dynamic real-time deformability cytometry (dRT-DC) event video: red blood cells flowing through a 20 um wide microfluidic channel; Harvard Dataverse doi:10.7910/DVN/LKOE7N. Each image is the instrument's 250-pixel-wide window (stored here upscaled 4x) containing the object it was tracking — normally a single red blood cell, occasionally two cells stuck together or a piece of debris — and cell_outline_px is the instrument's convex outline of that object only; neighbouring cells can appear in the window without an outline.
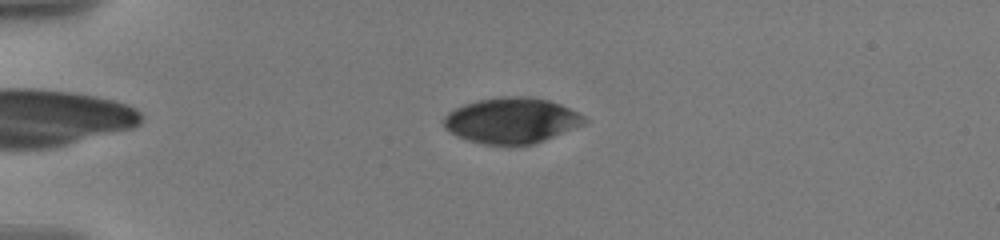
{"species": "human", "species_latin": "Homo sapiens", "temperature_condition": "warm", "stored_images_in_passage": 34, "camera_frame_rate_fps": 3000, "um_per_image_px": 0.085, "donor": {"sex": "male"}, "frame": {"image": 1, "passage_image": 14, "time_ms": 4.0, "image_size_px": [1000, 240], "cell_outline_px": [[588, 120], [584, 124], [544, 140], [532, 144], [508, 148], [484, 144], [468, 140], [456, 136], [448, 132], [444, 128], [444, 116], [448, 112], [464, 104], [476, 100], [500, 96], [528, 96], [548, 100], [560, 104], [584, 116]], "centroid_in_image_um": [43.44, 10.27], "position_along_channel_um": 41.6, "area_um2": 37.97}}
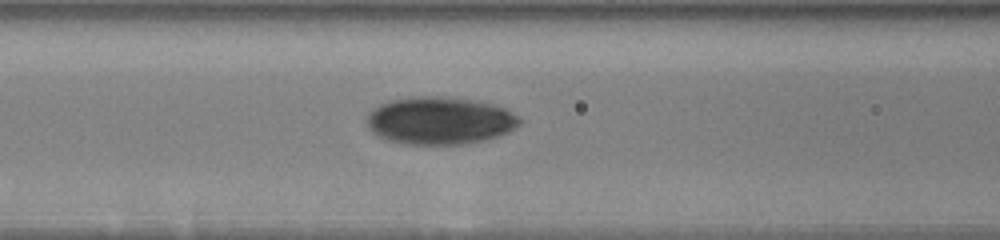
{"frame": {"image": 2, "passage_image": 27, "time_ms": 7.667, "image_size_px": [1000, 240], "cell_outline_px": [[520, 124], [516, 128], [508, 132], [484, 140], [468, 144], [400, 144], [388, 140], [372, 132], [368, 128], [368, 116], [380, 104], [392, 100], [412, 96], [440, 96], [476, 100], [492, 104], [504, 108], [516, 116], [520, 120]], "centroid_in_image_um": [37.39, 10.26], "position_along_channel_um": 129.2, "area_um2": 42.14}}
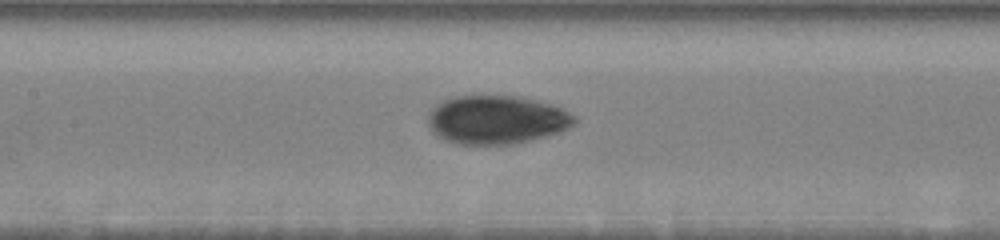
{"frame": {"image": 3, "passage_image": 31, "time_ms": 8.667, "image_size_px": [1000, 240], "cell_outline_px": [[576, 124], [560, 132], [532, 140], [512, 144], [460, 144], [444, 140], [436, 136], [432, 132], [428, 124], [428, 116], [432, 108], [436, 104], [444, 100], [456, 96], [516, 96], [552, 104], [564, 108], [576, 116]], "centroid_in_image_um": [42.23, 10.18], "position_along_channel_um": 165.2, "area_um2": 41.67}}